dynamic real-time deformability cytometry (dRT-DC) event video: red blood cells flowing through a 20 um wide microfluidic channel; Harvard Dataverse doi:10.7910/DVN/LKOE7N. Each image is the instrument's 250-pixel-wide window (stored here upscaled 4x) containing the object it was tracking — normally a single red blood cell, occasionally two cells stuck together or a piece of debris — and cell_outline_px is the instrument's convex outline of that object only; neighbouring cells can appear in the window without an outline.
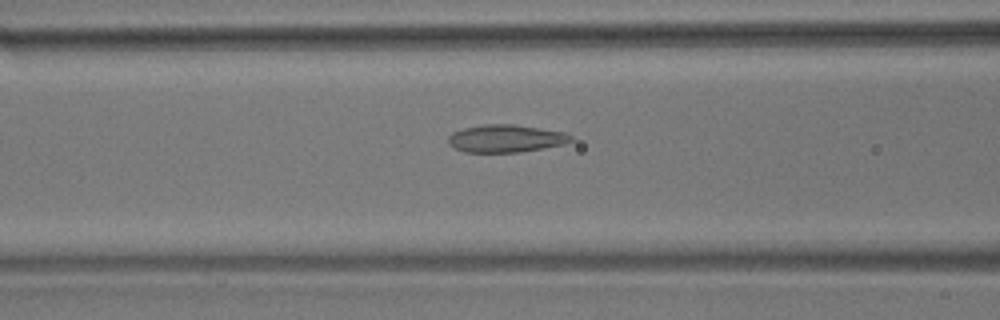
{"species": "common noctule bat (a hibernating species)", "species_latin": "Nyctalus noctula", "temperature_condition": "room temperature", "stored_images_in_passage": 37, "camera_frame_rate_fps": 3000, "um_per_image_px": 0.085, "animal": {"sex": "male", "body_mass_g": 17.9}, "frame": {"image": 1, "passage_image": 8, "time_ms": 2.333, "image_size_px": [1000, 320], "cell_outline_px": [[572, 140], [564, 144], [544, 148], [520, 152], [464, 152], [448, 144], [448, 136], [452, 132], [464, 128], [484, 124], [512, 124], [564, 132], [572, 136]], "centroid_in_image_um": [42.97, 11.77], "position_along_channel_um": 123.6, "area_um2": 19.65}}
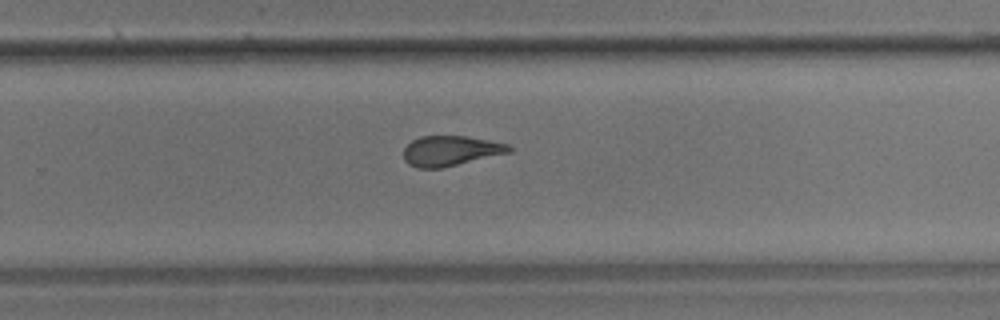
{"frame": {"image": 2, "passage_image": 22, "time_ms": 7.0, "image_size_px": [1000, 320], "cell_outline_px": [[512, 152], [440, 168], [416, 168], [408, 164], [404, 160], [404, 148], [412, 140], [420, 136], [468, 136], [508, 144], [512, 148]], "centroid_in_image_um": [38.29, 12.82], "position_along_channel_um": 291.5, "area_um2": 18.5}}
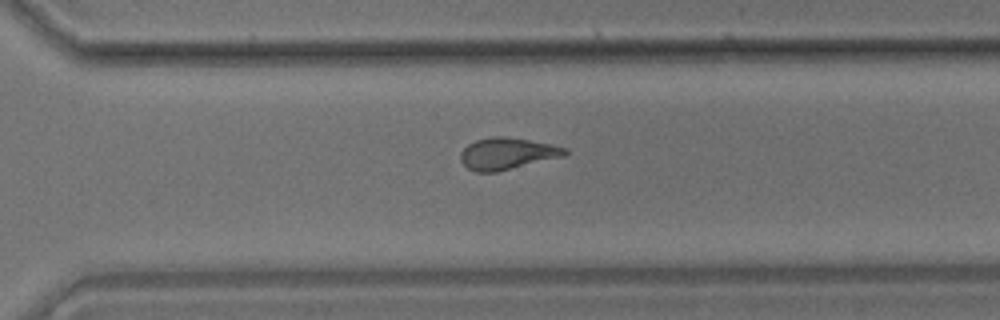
{"frame": {"image": 3, "passage_image": 25, "time_ms": 8.0, "image_size_px": [1000, 320], "cell_outline_px": [[568, 152], [564, 156], [496, 172], [476, 172], [468, 168], [460, 160], [460, 152], [468, 144], [476, 140], [492, 136], [504, 136], [528, 140], [568, 148]], "centroid_in_image_um": [43.08, 13.05], "position_along_channel_um": 327.5, "area_um2": 19.13}, "authors_computed_cell_mechanics": {"area_um2": 18.9006, "velocity_mm_per_s": 3.6045, "shape_relaxation_time_tau1_ms": null, "shape_relaxation_time_tau2_ms": 2.1858, "deformation_change_tau1": null, "deformation_change_tau2": 0.1115}}